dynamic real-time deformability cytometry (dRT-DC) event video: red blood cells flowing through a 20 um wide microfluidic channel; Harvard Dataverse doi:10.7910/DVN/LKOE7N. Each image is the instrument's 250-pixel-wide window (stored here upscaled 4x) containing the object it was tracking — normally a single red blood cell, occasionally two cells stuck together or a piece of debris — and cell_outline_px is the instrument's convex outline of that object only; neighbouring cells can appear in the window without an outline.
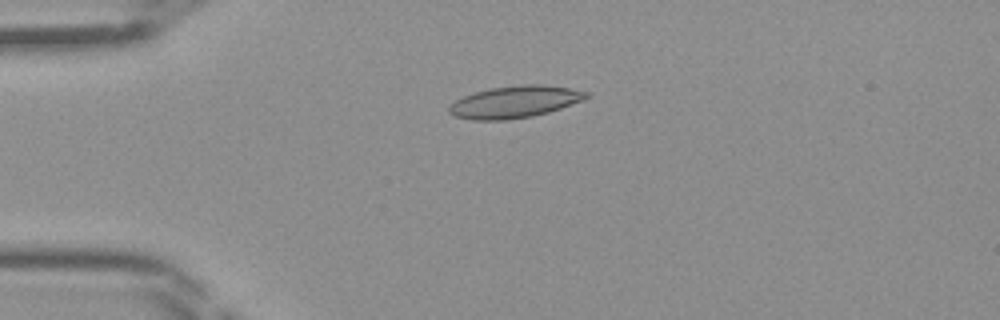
{"species": "Egyptian fruit bat (a non-hibernating species)", "species_latin": "Rousettus aegyptiacus", "temperature_condition": "room temperature", "stored_images_in_passage": 36, "camera_frame_rate_fps": 3000, "um_per_image_px": 0.085, "frame": {"image": 1, "passage_image": 2, "time_ms": 0.333, "image_size_px": [1000, 320], "cell_outline_px": [[592, 96], [560, 108], [548, 112], [532, 116], [508, 120], [472, 120], [456, 116], [448, 112], [448, 108], [456, 100], [464, 96], [476, 92], [492, 88], [520, 84], [544, 84], [568, 88], [588, 92]], "centroid_in_image_um": [43.77, 8.66], "position_along_channel_um": 41.2, "area_um2": 25.37}}
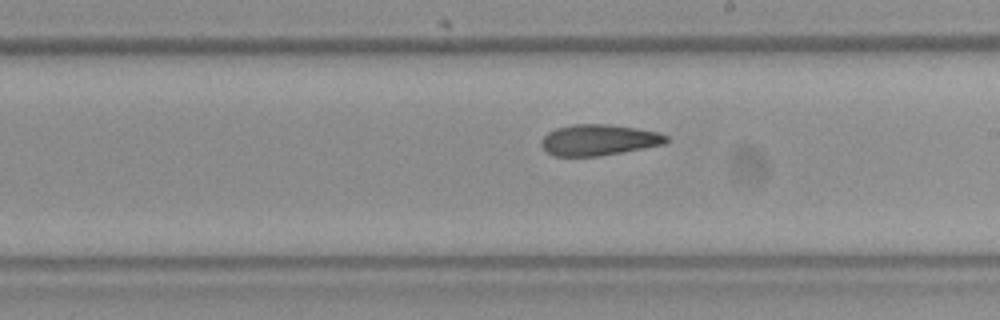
{"frame": {"image": 2, "passage_image": 17, "time_ms": 5.333, "image_size_px": [1000, 320], "cell_outline_px": [[668, 140], [664, 144], [624, 152], [600, 156], [552, 156], [540, 144], [540, 140], [548, 132], [556, 128], [572, 124], [608, 124], [636, 128], [660, 132], [668, 136]], "centroid_in_image_um": [50.89, 11.89], "position_along_channel_um": 238.1, "area_um2": 22.72}}
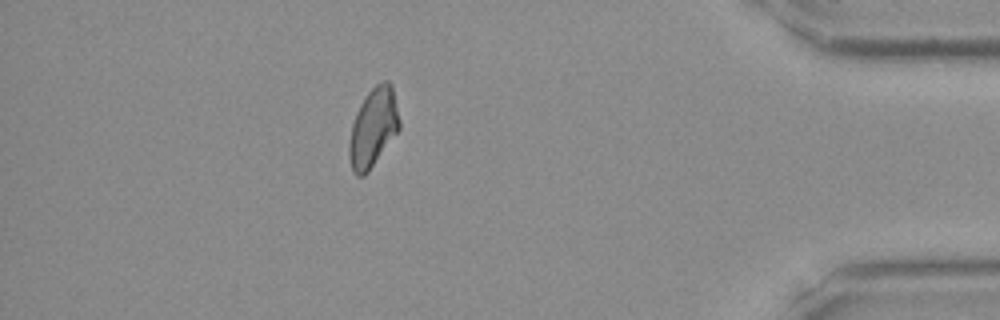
{"frame": {"image": 3, "passage_image": 31, "time_ms": 10.0, "image_size_px": [1000, 320], "cell_outline_px": [[400, 128], [368, 172], [364, 176], [356, 176], [352, 172], [348, 156], [348, 144], [352, 124], [356, 112], [364, 96], [376, 84], [384, 80], [388, 80], [392, 84], [400, 120]], "centroid_in_image_um": [31.7, 10.85], "position_along_channel_um": 403.5, "area_um2": 23.24}}